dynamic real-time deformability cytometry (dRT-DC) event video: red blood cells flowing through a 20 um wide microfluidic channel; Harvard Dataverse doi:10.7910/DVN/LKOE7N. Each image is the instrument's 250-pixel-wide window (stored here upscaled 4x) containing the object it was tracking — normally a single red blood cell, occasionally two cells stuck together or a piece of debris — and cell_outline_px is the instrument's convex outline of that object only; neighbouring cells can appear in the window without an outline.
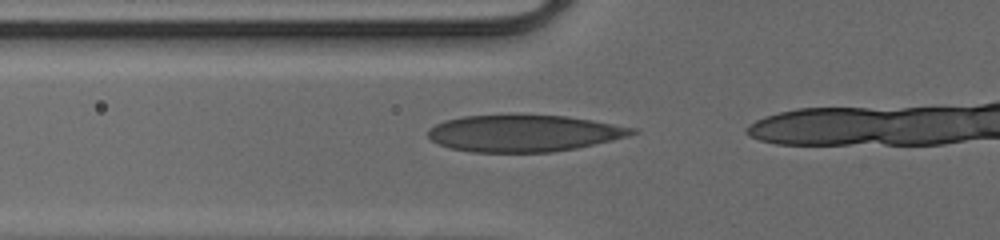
{"species": "human", "species_latin": "Homo sapiens", "temperature_condition": "cold", "stored_images_in_passage": 6, "camera_frame_rate_fps": 3000, "um_per_image_px": 0.085, "donor": {"sex": "male"}, "frame": {"image": 1, "passage_image": 2, "time_ms": 0.333, "image_size_px": [1000, 240], "cell_outline_px": [[640, 132], [628, 136], [612, 140], [576, 148], [552, 152], [472, 152], [452, 148], [440, 144], [432, 140], [428, 136], [428, 128], [444, 120], [464, 116], [568, 116], [592, 120], [636, 128]], "centroid_in_image_um": [44.55, 11.34], "position_along_channel_um": 81.3, "area_um2": 43.23}}
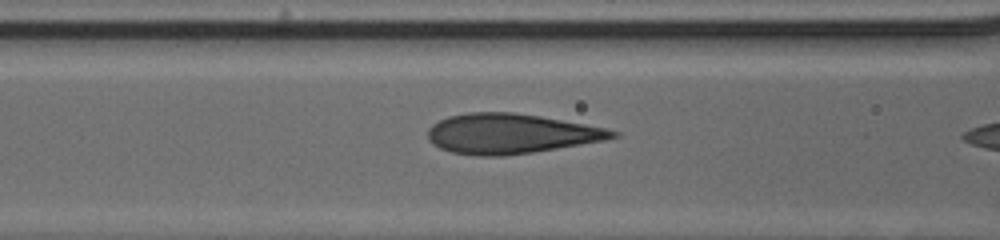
{"frame": {"image": 2, "passage_image": 5, "time_ms": 1.333, "image_size_px": [1000, 240], "cell_outline_px": [[620, 136], [604, 140], [532, 152], [504, 156], [476, 156], [452, 152], [440, 148], [432, 144], [428, 140], [428, 128], [432, 124], [448, 116], [468, 112], [512, 112], [540, 116], [584, 124], [604, 128], [620, 132]], "centroid_in_image_um": [43.36, 11.36], "position_along_channel_um": 123.2, "area_um2": 42.83}}